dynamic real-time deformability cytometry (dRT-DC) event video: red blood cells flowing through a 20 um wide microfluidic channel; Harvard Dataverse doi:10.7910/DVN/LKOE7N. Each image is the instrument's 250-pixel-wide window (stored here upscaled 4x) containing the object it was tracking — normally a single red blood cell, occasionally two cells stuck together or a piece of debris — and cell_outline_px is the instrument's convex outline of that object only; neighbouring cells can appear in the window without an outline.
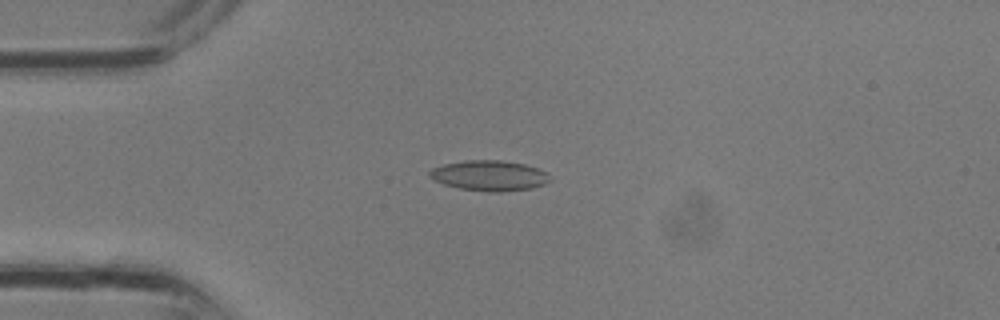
{"species": "common noctule bat (a hibernating species)", "species_latin": "Nyctalus noctula", "temperature_condition": "room temperature", "stored_images_in_passage": 2, "camera_frame_rate_fps": 3000, "um_per_image_px": 0.085, "animal": {"sex": "male", "body_mass_g": 13.3}, "frame": {"image": 1, "passage_image": 2, "time_ms": 0.333, "image_size_px": [1000, 320], "cell_outline_px": [[548, 180], [544, 184], [532, 188], [500, 192], [488, 192], [460, 188], [444, 184], [428, 176], [428, 172], [432, 168], [444, 164], [464, 160], [500, 160], [524, 164], [536, 168], [544, 172]], "centroid_in_image_um": [41.53, 14.92], "position_along_channel_um": 43.5, "area_um2": 20.98}}